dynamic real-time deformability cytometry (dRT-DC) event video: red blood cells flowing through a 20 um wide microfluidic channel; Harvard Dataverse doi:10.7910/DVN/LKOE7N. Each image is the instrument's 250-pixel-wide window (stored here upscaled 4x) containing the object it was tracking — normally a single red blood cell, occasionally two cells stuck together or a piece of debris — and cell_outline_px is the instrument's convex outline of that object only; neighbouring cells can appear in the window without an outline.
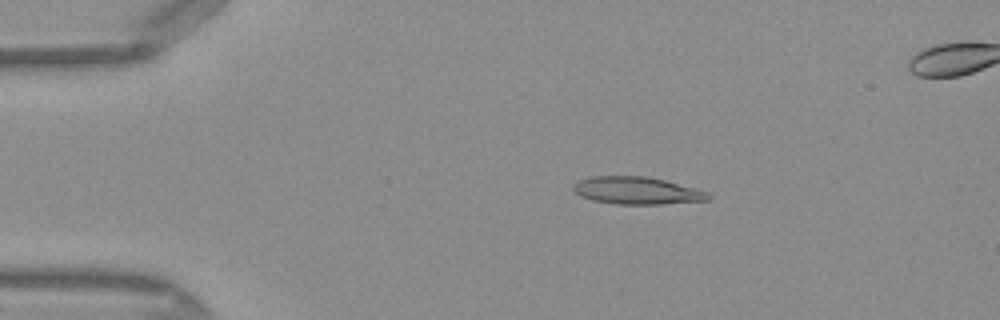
{"species": "Egyptian fruit bat (a non-hibernating species)", "species_latin": "Rousettus aegyptiacus", "temperature_condition": "warm", "stored_images_in_passage": 42, "segment_of_instrument_passage": [1, 2], "camera_frame_rate_fps": 3000, "um_per_image_px": 0.085, "frame": {"image": 1, "passage_image": 1, "time_ms": 0.0, "image_size_px": [1000, 320], "cell_outline_px": [[712, 196], [708, 200], [664, 204], [616, 204], [592, 200], [580, 196], [572, 188], [572, 184], [580, 180], [592, 176], [644, 176], [664, 180], [696, 188], [708, 192]], "centroid_in_image_um": [54.14, 16.2], "position_along_channel_um": 30.9, "area_um2": 21.56}}
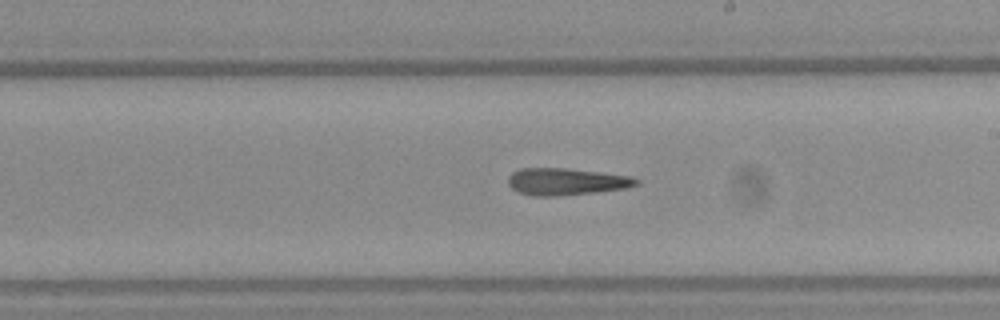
{"frame": {"image": 2, "passage_image": 20, "time_ms": 6.333, "image_size_px": [1000, 320], "cell_outline_px": [[640, 184], [628, 188], [596, 192], [552, 196], [536, 196], [520, 192], [512, 188], [508, 184], [508, 176], [512, 172], [520, 168], [568, 168], [632, 176], [640, 180]], "centroid_in_image_um": [48.17, 15.42], "position_along_channel_um": 240.8, "area_um2": 20.23}}
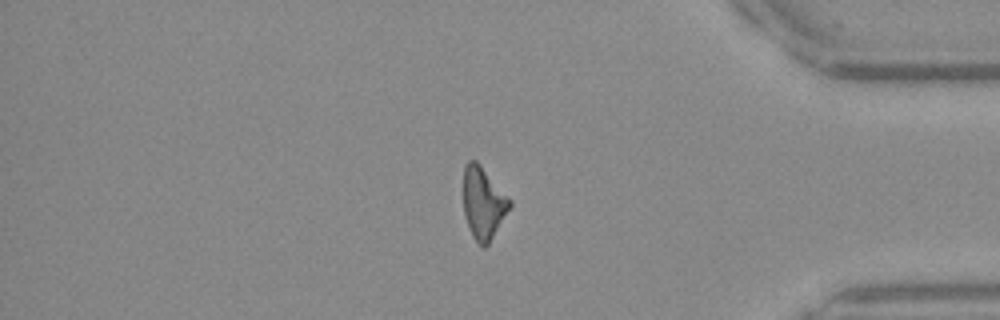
{"frame": {"image": 3, "passage_image": 33, "time_ms": 10.667, "image_size_px": [1000, 320], "cell_outline_px": [[512, 204], [488, 244], [484, 248], [472, 236], [464, 216], [464, 164], [468, 160], [476, 160], [480, 164], [512, 200]], "centroid_in_image_um": [41.07, 17.23], "position_along_channel_um": 394.1, "area_um2": 19.31}}